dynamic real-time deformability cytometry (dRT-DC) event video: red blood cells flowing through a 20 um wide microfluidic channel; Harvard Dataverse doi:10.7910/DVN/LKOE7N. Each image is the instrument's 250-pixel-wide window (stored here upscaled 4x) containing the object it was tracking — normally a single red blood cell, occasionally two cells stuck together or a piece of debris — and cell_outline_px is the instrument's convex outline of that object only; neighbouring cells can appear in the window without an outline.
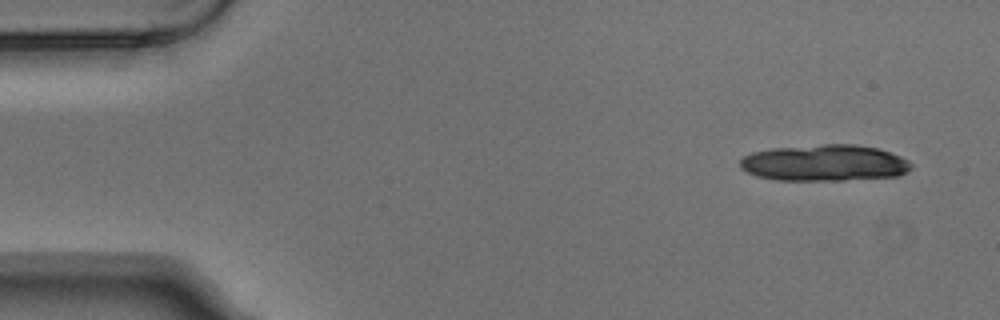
{"species": "Egyptian fruit bat (a non-hibernating species)", "species_latin": "Rousettus aegyptiacus", "temperature_condition": "warm", "stored_images_in_passage": 5, "camera_frame_rate_fps": 3000, "um_per_image_px": 0.085, "animal": {"sex": "male"}, "frame": {"image": 1, "passage_image": 1, "time_ms": 0.0, "image_size_px": [1000, 320], "cell_outline_px": [[912, 168], [908, 172], [900, 176], [844, 180], [776, 180], [760, 176], [748, 172], [740, 168], [740, 160], [744, 156], [752, 152], [772, 148], [820, 144], [856, 144], [876, 148], [900, 156], [908, 160], [912, 164]], "centroid_in_image_um": [70.11, 13.85], "position_along_channel_um": 14.9, "area_um2": 36.41}}
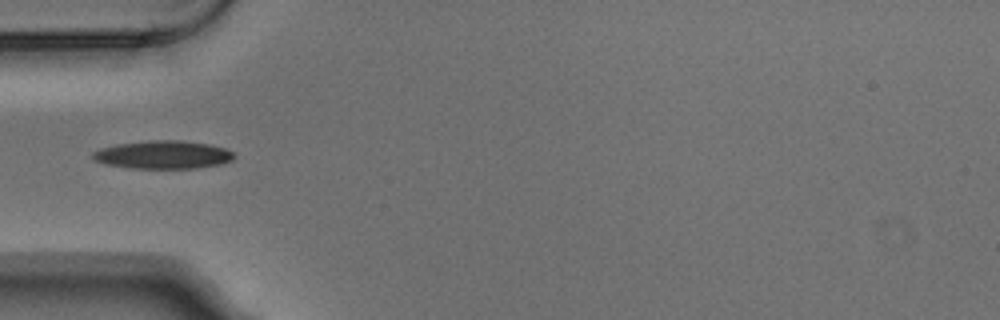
{"frame": {"image": 2, "passage_image": 5, "time_ms": 1.333, "image_size_px": [1000, 320], "cell_outline_px": [[236, 156], [232, 160], [220, 164], [196, 168], [132, 168], [104, 164], [92, 160], [92, 152], [100, 148], [116, 144], [152, 140], [180, 140], [208, 144], [224, 148], [232, 152]], "centroid_in_image_um": [13.82, 13.15], "position_along_channel_um": 71.2, "area_um2": 23.18}}